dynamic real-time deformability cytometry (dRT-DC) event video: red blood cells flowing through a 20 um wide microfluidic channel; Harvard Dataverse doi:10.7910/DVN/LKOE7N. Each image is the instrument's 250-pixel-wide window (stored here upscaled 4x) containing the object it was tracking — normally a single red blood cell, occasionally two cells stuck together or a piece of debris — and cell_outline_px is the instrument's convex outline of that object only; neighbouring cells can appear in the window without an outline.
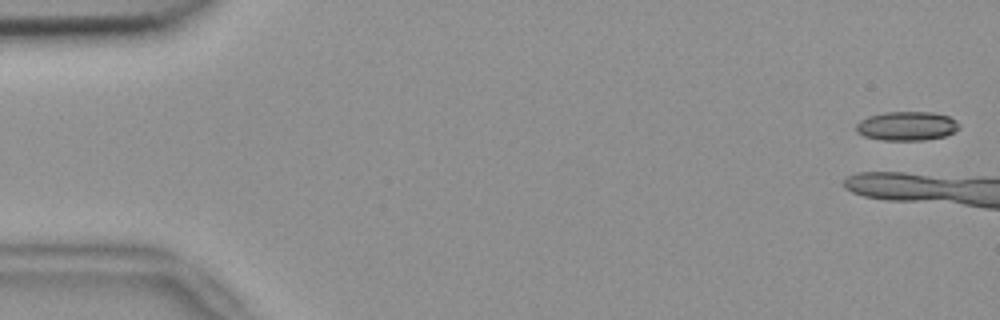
{"species": "common noctule bat (a hibernating species)", "species_latin": "Nyctalus noctula", "temperature_condition": "room temperature", "stored_images_in_passage": 8, "camera_frame_rate_fps": 3000, "um_per_image_px": 0.085, "animal": {"sex": "female", "body_mass_g": 18.4}, "frame": {"image": 1, "passage_image": 2, "time_ms": 0.333, "image_size_px": [1000, 320], "cell_outline_px": [[960, 128], [944, 136], [924, 140], [880, 140], [864, 136], [856, 132], [856, 124], [860, 120], [868, 116], [884, 112], [932, 112], [948, 116], [956, 120], [960, 124]], "centroid_in_image_um": [77.06, 10.71], "position_along_channel_um": 7.9, "area_um2": 17.51}}